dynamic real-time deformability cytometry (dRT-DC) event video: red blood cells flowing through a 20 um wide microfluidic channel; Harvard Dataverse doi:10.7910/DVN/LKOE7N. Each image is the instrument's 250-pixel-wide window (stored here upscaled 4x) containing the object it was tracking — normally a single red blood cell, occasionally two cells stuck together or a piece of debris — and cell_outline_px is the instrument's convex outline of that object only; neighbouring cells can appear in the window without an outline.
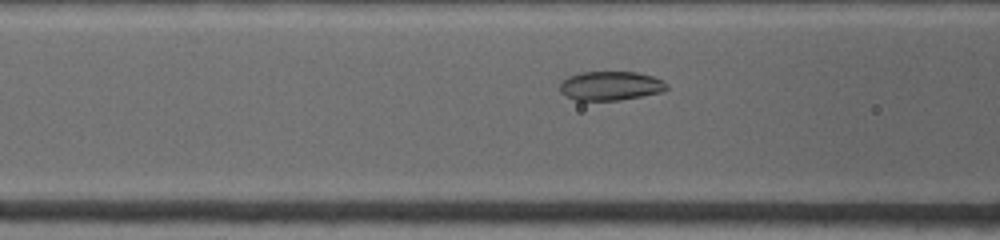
{"species": "common noctule bat (a hibernating species)", "species_latin": "Nyctalus noctula", "temperature_condition": "warm", "stored_images_in_passage": 51, "camera_frame_rate_fps": 4500, "um_per_image_px": 0.085, "animal": {"sex": "female", "body_mass_g": 19.0, "forearm_length_mm": 53.3}, "frame": {"image": 1, "passage_image": 10, "time_ms": 1.111, "image_size_px": [1000, 240], "cell_outline_px": [[668, 88], [664, 92], [620, 100], [576, 100], [564, 96], [560, 92], [560, 84], [568, 76], [580, 72], [636, 72], [652, 76], [668, 84]], "centroid_in_image_um": [51.89, 7.3], "position_along_channel_um": 114.7, "area_um2": 18.15}}
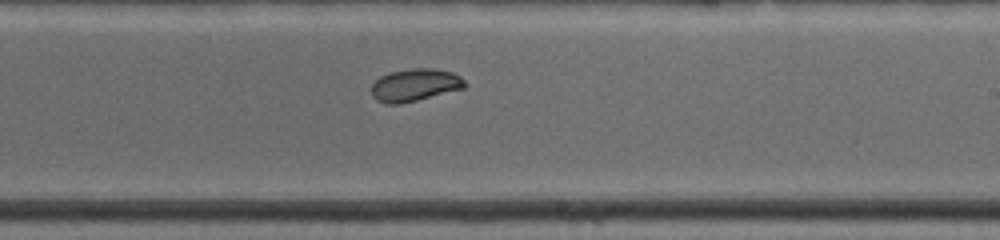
{"frame": {"image": 2, "passage_image": 32, "time_ms": 4.667, "image_size_px": [1000, 240], "cell_outline_px": [[468, 84], [464, 88], [400, 104], [384, 104], [376, 100], [372, 96], [372, 84], [380, 76], [392, 72], [412, 68], [436, 68], [452, 72], [460, 76]], "centroid_in_image_um": [35.27, 7.22], "position_along_channel_um": 253.7, "area_um2": 17.69}}
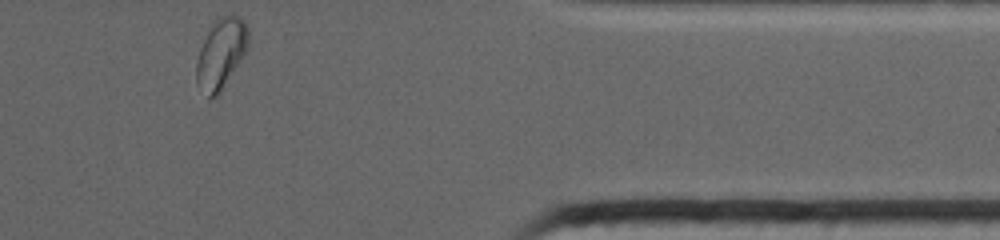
{"frame": {"image": 3, "passage_image": 51, "time_ms": 8.889, "image_size_px": [1000, 240], "cell_outline_px": [[248, 40], [244, 52], [224, 88], [216, 96], [208, 100], [196, 80], [196, 60], [200, 48], [208, 32], [216, 20], [220, 16], [236, 16], [244, 20], [248, 28]], "centroid_in_image_um": [18.76, 4.59], "position_along_channel_um": 392.6, "area_um2": 20.75}}